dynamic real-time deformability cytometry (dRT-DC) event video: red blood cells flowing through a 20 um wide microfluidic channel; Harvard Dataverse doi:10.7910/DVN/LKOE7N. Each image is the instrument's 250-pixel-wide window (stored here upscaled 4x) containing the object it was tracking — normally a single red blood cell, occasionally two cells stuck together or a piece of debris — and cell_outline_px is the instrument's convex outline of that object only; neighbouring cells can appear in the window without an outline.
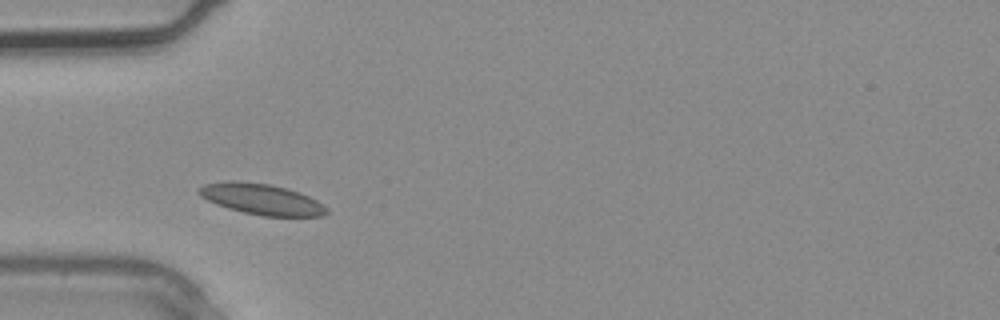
{"species": "common noctule bat (a hibernating species)", "species_latin": "Nyctalus noctula", "temperature_condition": "warm", "stored_images_in_passage": 1, "camera_frame_rate_fps": 3000, "um_per_image_px": 0.085, "animal": {"sex": "male", "body_mass_g": 20.4}, "frame": {"image": 1, "passage_image": 1, "time_ms": 0.0, "image_size_px": [1000, 320], "cell_outline_px": [[328, 212], [324, 216], [264, 216], [244, 212], [228, 208], [216, 204], [200, 196], [196, 192], [196, 188], [204, 184], [228, 180], [232, 180], [272, 184], [288, 188], [300, 192], [316, 200], [328, 208]], "centroid_in_image_um": [22.21, 16.91], "position_along_channel_um": 62.8, "area_um2": 23.18}}